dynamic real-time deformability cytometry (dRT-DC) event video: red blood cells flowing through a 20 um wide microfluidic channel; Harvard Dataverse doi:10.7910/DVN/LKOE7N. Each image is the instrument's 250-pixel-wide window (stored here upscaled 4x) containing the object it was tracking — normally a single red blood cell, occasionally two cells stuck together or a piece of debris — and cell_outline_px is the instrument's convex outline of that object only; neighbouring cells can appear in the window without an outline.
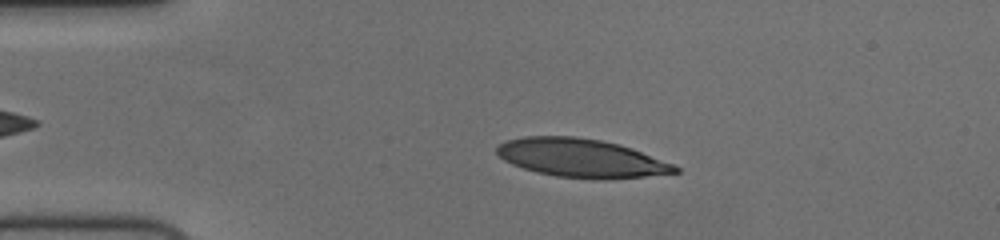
{"species": "human", "species_latin": "Homo sapiens", "temperature_condition": "cold", "stored_images_in_passage": 47, "camera_frame_rate_fps": 3000, "um_per_image_px": 0.085, "donor": {"sex": "female"}, "frame": {"image": 1, "passage_image": 10, "time_ms": 3.0, "image_size_px": [1000, 240], "cell_outline_px": [[680, 172], [644, 176], [604, 180], [592, 180], [556, 176], [536, 172], [512, 164], [504, 160], [496, 152], [496, 148], [500, 144], [508, 140], [524, 136], [576, 136], [600, 140], [620, 144], [632, 148], [676, 164], [680, 168]], "centroid_in_image_um": [49.45, 13.44], "position_along_channel_um": 35.6, "area_um2": 40.29}}
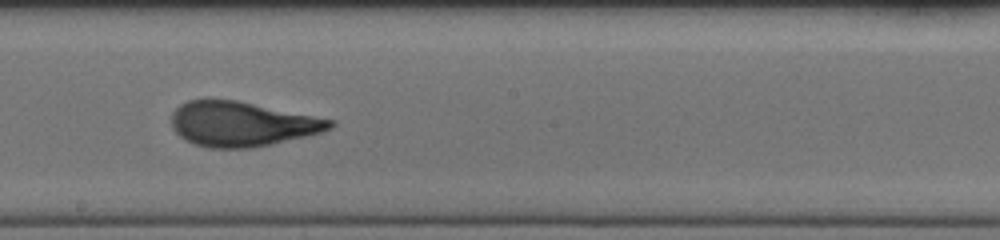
{"frame": {"image": 2, "passage_image": 29, "time_ms": 9.333, "image_size_px": [1000, 240], "cell_outline_px": [[336, 124], [332, 128], [320, 132], [272, 144], [248, 148], [208, 148], [184, 140], [172, 128], [172, 112], [180, 104], [188, 100], [208, 96], [236, 100], [336, 120]], "centroid_in_image_um": [20.51, 10.5], "position_along_channel_um": 227.7, "area_um2": 41.85}}
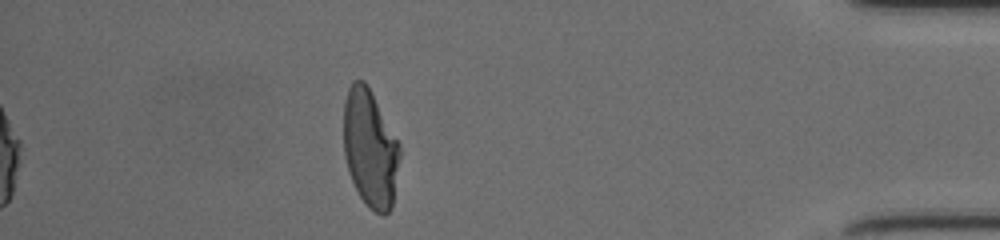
{"frame": {"image": 3, "passage_image": 47, "time_ms": 15.333, "image_size_px": [1000, 240], "cell_outline_px": [[400, 156], [392, 208], [384, 216], [380, 216], [368, 208], [360, 196], [348, 172], [344, 156], [344, 100], [348, 88], [352, 80], [364, 80], [368, 84], [400, 144]], "centroid_in_image_um": [31.46, 12.62], "position_along_channel_um": 403.7, "area_um2": 38.96}, "authors_computed_cell_mechanics": {"area_um2": 40.2866, "velocity_mm_per_s": 3.7067, "shape_relaxation_time_tau1_ms": 4.9077, "shape_relaxation_time_tau2_ms": 0.8507, "deformation_change_tau1": 0.2212, "deformation_change_tau2": 0.0739}}